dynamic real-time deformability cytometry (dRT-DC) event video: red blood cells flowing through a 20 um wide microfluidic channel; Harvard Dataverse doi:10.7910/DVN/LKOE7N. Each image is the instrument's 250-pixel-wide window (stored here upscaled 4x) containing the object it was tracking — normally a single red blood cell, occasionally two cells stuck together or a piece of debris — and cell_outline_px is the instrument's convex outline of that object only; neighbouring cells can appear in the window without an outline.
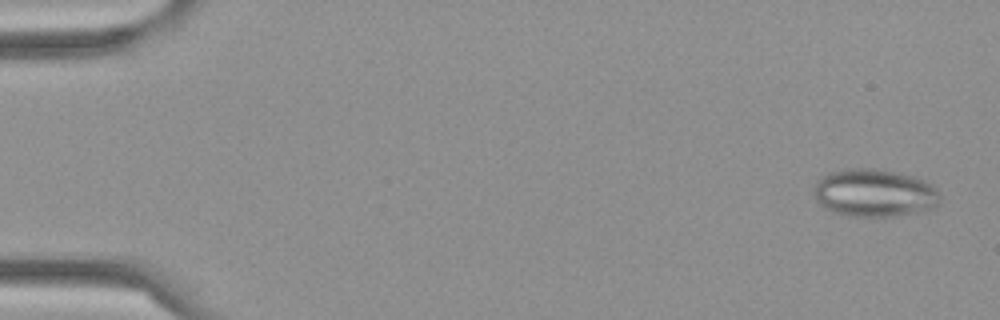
{"species": "Egyptian fruit bat (a non-hibernating species)", "species_latin": "Rousettus aegyptiacus", "temperature_condition": "cold", "stored_images_in_passage": 58, "camera_frame_rate_fps": 3000, "um_per_image_px": 0.085, "frame": {"image": 1, "passage_image": 3, "time_ms": 0.667, "image_size_px": [1000, 320], "cell_outline_px": [[940, 200], [936, 208], [920, 212], [896, 216], [856, 216], [836, 212], [824, 208], [816, 200], [816, 180], [828, 172], [856, 168], [872, 168], [916, 176], [932, 184], [936, 188], [940, 196]], "centroid_in_image_um": [74.38, 16.4], "position_along_channel_um": 10.6, "area_um2": 35.14}}
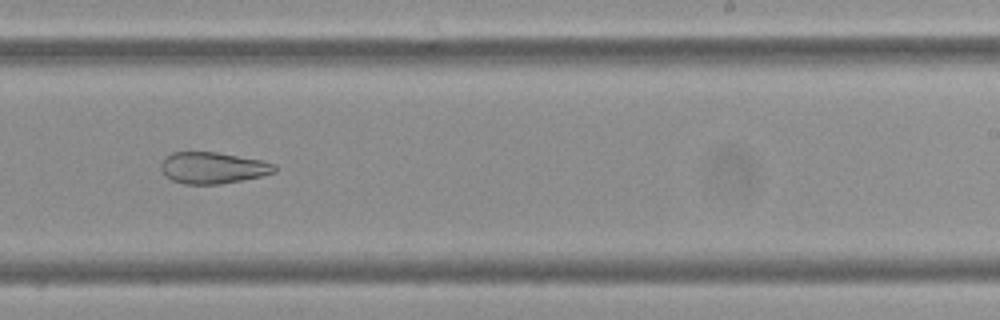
{"frame": {"image": 2, "passage_image": 37, "time_ms": 12.0, "image_size_px": [1000, 320], "cell_outline_px": [[276, 172], [260, 176], [220, 184], [184, 184], [172, 180], [164, 176], [160, 168], [160, 164], [172, 152], [216, 152], [260, 160], [276, 164]], "centroid_in_image_um": [18.07, 14.27], "position_along_channel_um": 270.9, "area_um2": 20.69}}
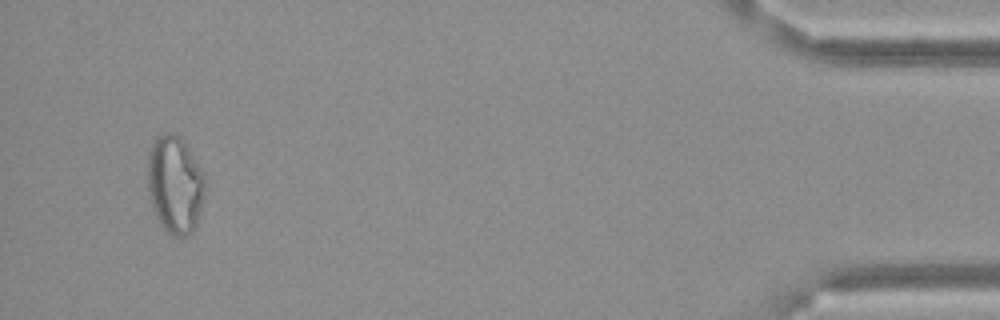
{"frame": {"image": 3, "passage_image": 56, "time_ms": 18.333, "image_size_px": [1000, 320], "cell_outline_px": [[208, 180], [200, 212], [196, 224], [192, 232], [188, 236], [176, 236], [168, 232], [160, 224], [156, 216], [148, 192], [148, 152], [156, 136], [168, 132], [172, 132], [180, 136], [184, 140], [204, 172]], "centroid_in_image_um": [14.9, 15.65], "position_along_channel_um": 420.3, "area_um2": 33.18}}